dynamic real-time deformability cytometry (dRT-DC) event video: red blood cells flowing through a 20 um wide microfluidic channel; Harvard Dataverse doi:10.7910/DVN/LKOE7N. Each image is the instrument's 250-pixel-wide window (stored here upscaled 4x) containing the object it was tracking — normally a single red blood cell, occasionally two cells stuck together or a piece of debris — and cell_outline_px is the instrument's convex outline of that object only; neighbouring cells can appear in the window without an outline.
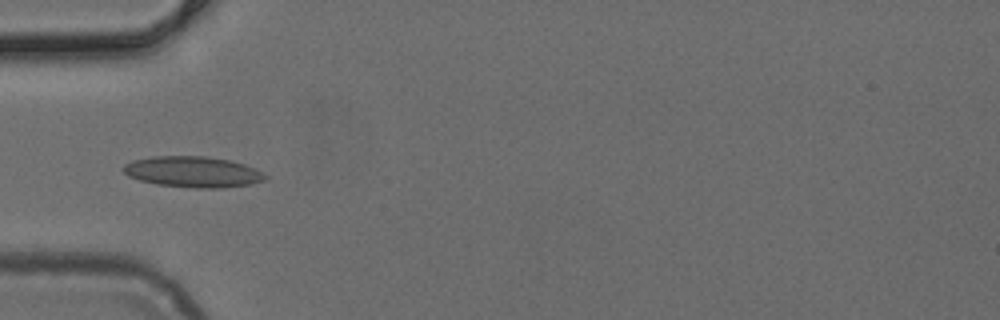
{"species": "common noctule bat (a hibernating species)", "species_latin": "Nyctalus noctula", "temperature_condition": "cold", "stored_images_in_passage": 36, "camera_frame_rate_fps": 3000, "um_per_image_px": 0.085, "animal": {"sex": "female", "body_mass_g": 24.6, "forearm_length_mm": 56.2}, "frame": {"image": 1, "passage_image": 2, "time_ms": 0.333, "image_size_px": [1000, 320], "cell_outline_px": [[268, 176], [264, 180], [252, 184], [220, 188], [192, 188], [156, 184], [140, 180], [128, 176], [124, 172], [124, 164], [132, 160], [152, 156], [204, 156], [228, 160], [244, 164], [256, 168], [264, 172]], "centroid_in_image_um": [16.41, 14.61], "position_along_channel_um": 68.6, "area_um2": 25.66}}
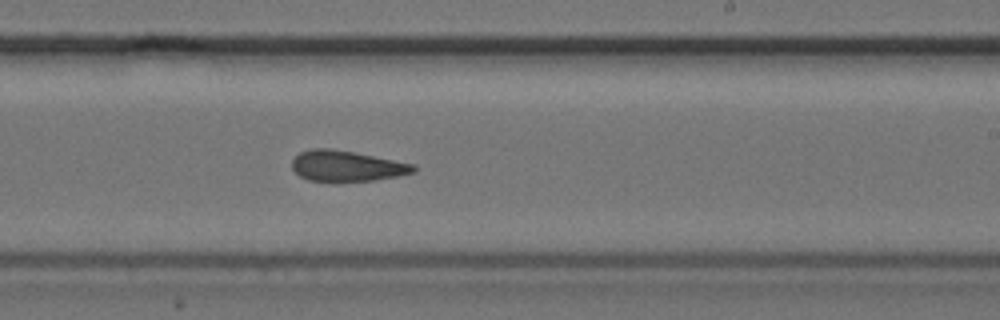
{"frame": {"image": 2, "passage_image": 16, "time_ms": 5.0, "image_size_px": [1000, 320], "cell_outline_px": [[416, 172], [400, 176], [376, 180], [340, 184], [308, 180], [300, 176], [292, 168], [292, 160], [300, 152], [312, 148], [332, 148], [416, 164]], "centroid_in_image_um": [29.49, 14.15], "position_along_channel_um": 259.5, "area_um2": 22.54}}
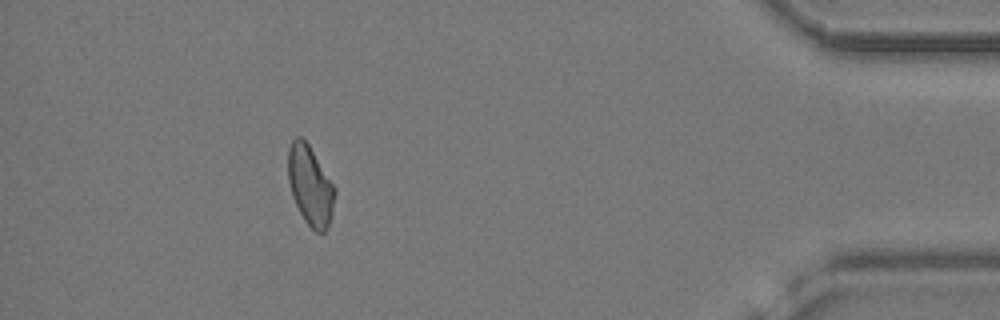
{"frame": {"image": 3, "passage_image": 31, "time_ms": 10.0, "image_size_px": [1000, 320], "cell_outline_px": [[336, 192], [332, 212], [328, 224], [324, 232], [316, 232], [304, 220], [292, 196], [288, 180], [288, 148], [292, 140], [296, 136], [300, 136], [308, 144], [336, 188]], "centroid_in_image_um": [26.36, 15.75], "position_along_channel_um": 408.8, "area_um2": 21.44}}